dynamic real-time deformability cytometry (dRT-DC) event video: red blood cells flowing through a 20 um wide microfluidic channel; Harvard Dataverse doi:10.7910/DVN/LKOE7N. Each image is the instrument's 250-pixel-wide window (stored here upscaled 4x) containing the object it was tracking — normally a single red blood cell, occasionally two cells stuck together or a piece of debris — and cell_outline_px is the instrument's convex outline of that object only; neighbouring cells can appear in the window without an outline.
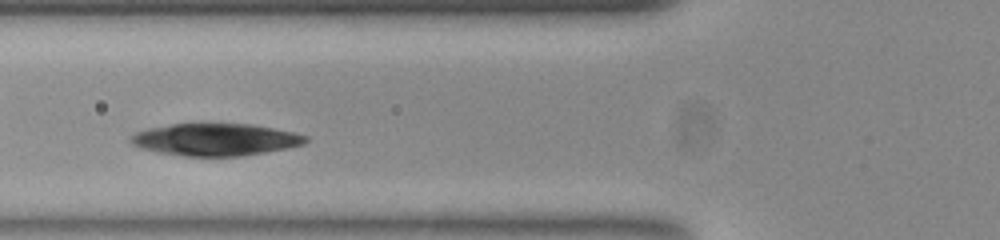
{"species": "common noctule bat (a hibernating species)", "species_latin": "Nyctalus noctula", "temperature_condition": "room temperature", "stored_images_in_passage": 28, "camera_frame_rate_fps": 3000, "um_per_image_px": 0.085, "animal": {"sex": "female", "body_mass_g": 23.0, "forearm_length_mm": 53.4}, "frame": {"image": 1, "passage_image": 5, "time_ms": 1.333, "image_size_px": [1000, 240], "cell_outline_px": [[308, 140], [304, 144], [264, 152], [240, 156], [184, 156], [160, 152], [144, 148], [132, 144], [132, 136], [136, 132], [148, 128], [172, 124], [248, 124], [272, 128], [292, 132], [308, 136]], "centroid_in_image_um": [18.33, 11.86], "position_along_channel_um": 107.5, "area_um2": 32.19}}
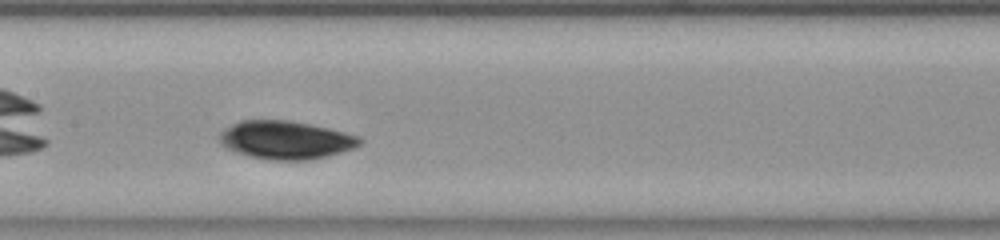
{"frame": {"image": 2, "passage_image": 11, "time_ms": 3.333, "image_size_px": [1000, 240], "cell_outline_px": [[364, 140], [360, 144], [352, 148], [328, 156], [312, 160], [272, 160], [252, 156], [236, 152], [228, 148], [220, 140], [220, 132], [224, 128], [240, 120], [288, 120], [328, 128], [356, 136]], "centroid_in_image_um": [24.28, 11.9], "position_along_channel_um": 183.1, "area_um2": 30.81}}
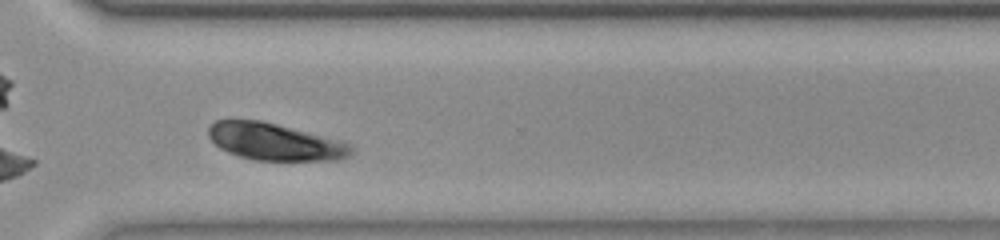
{"frame": {"image": 3, "passage_image": 24, "time_ms": 7.667, "image_size_px": [1000, 240], "cell_outline_px": [[352, 152], [348, 156], [340, 160], [252, 160], [228, 152], [220, 148], [208, 136], [208, 128], [216, 120], [260, 120], [276, 124], [352, 144]], "centroid_in_image_um": [23.34, 12.06], "position_along_channel_um": 347.3, "area_um2": 30.35}}